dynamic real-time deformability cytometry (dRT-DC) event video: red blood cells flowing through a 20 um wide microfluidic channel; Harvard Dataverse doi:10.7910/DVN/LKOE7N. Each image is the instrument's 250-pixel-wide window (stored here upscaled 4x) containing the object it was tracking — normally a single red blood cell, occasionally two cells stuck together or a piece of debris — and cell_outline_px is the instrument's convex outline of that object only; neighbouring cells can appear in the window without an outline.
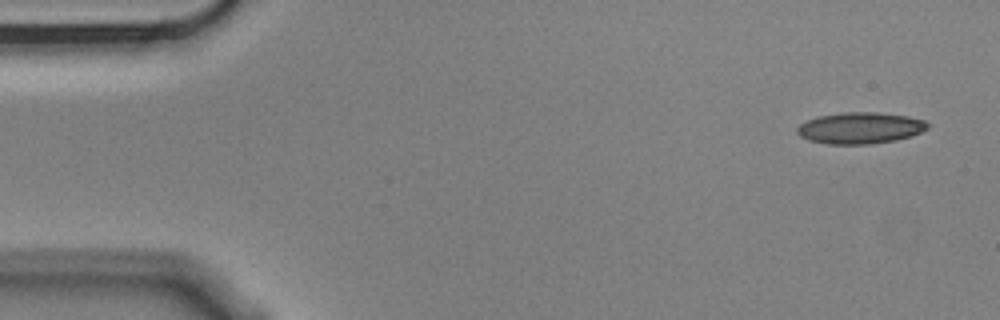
{"species": "Egyptian fruit bat (a non-hibernating species)", "species_latin": "Rousettus aegyptiacus", "temperature_condition": "cold", "stored_images_in_passage": 14, "segment_of_instrument_passage": [1, 2], "camera_frame_rate_fps": 3000, "um_per_image_px": 0.085, "animal": {"sex": "male"}, "frame": {"image": 1, "passage_image": 1, "time_ms": 0.0, "image_size_px": [1000, 320], "cell_outline_px": [[928, 128], [912, 136], [896, 140], [872, 144], [828, 144], [808, 140], [800, 136], [796, 132], [796, 128], [800, 124], [808, 120], [820, 116], [844, 112], [880, 112], [908, 116], [924, 120], [928, 124]], "centroid_in_image_um": [73.12, 10.88], "position_along_channel_um": 11.9, "area_um2": 23.93}}
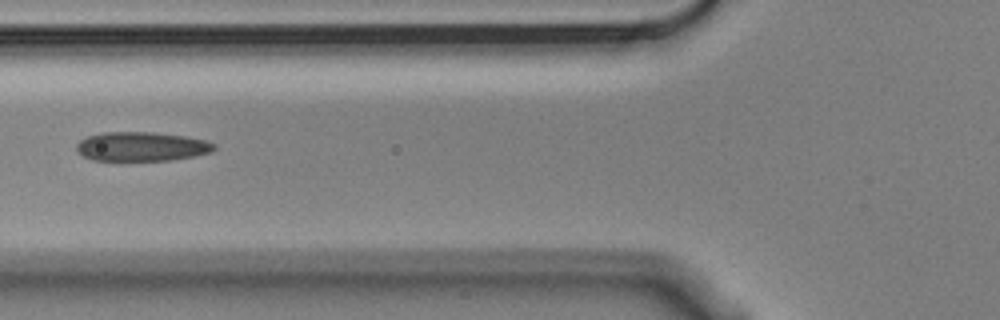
{"frame": {"image": 2, "passage_image": 5, "time_ms": 1.333, "image_size_px": [1000, 320], "cell_outline_px": [[216, 148], [212, 152], [196, 156], [172, 160], [92, 160], [76, 152], [76, 144], [80, 140], [88, 136], [104, 132], [152, 132], [184, 136], [204, 140], [216, 144]], "centroid_in_image_um": [12.04, 12.46], "position_along_channel_um": 113.8, "area_um2": 23.47}}
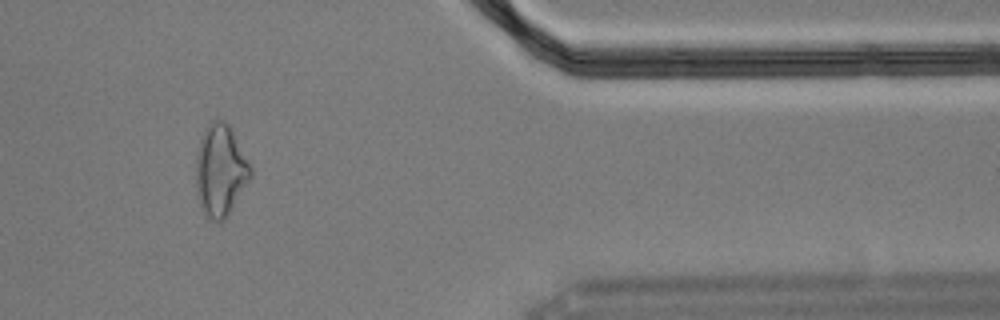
{"frame": {"image": 3, "passage_image": 12, "time_ms": 3.667, "image_size_px": [1000, 320], "cell_outline_px": [[252, 176], [224, 220], [216, 224], [204, 212], [200, 204], [196, 188], [196, 156], [200, 140], [204, 128], [212, 120], [220, 116], [228, 124], [252, 168]], "centroid_in_image_um": [18.72, 14.46], "position_along_channel_um": 392.7, "area_um2": 29.07}}